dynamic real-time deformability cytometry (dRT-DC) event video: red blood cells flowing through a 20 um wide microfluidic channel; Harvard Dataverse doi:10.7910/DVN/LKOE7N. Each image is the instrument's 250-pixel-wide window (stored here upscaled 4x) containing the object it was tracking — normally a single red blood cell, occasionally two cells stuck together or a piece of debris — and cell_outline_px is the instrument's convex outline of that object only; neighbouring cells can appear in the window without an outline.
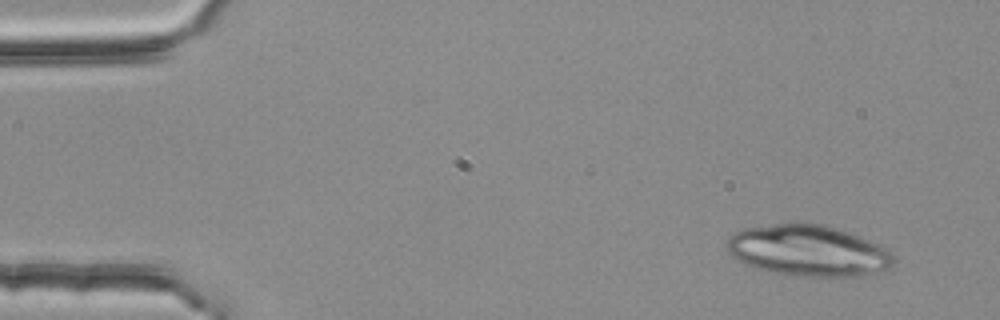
{"species": "common noctule bat (a hibernating species)", "species_latin": "Nyctalus noctula", "temperature_condition": "room temperature", "stored_images_in_passage": 4, "camera_frame_rate_fps": 3000, "um_per_image_px": 0.085, "animal": {"sex": "female", "body_mass_g": 25.1}, "frame": {"image": 1, "passage_image": 2, "time_ms": 0.333, "image_size_px": [1000, 320], "cell_outline_px": [[892, 264], [888, 268], [876, 272], [860, 276], [784, 276], [768, 272], [744, 264], [736, 260], [728, 252], [728, 240], [736, 232], [744, 228], [776, 224], [824, 224], [848, 232], [868, 240], [884, 248], [892, 256]], "centroid_in_image_um": [68.64, 21.33], "position_along_channel_um": 16.4, "area_um2": 49.13}}